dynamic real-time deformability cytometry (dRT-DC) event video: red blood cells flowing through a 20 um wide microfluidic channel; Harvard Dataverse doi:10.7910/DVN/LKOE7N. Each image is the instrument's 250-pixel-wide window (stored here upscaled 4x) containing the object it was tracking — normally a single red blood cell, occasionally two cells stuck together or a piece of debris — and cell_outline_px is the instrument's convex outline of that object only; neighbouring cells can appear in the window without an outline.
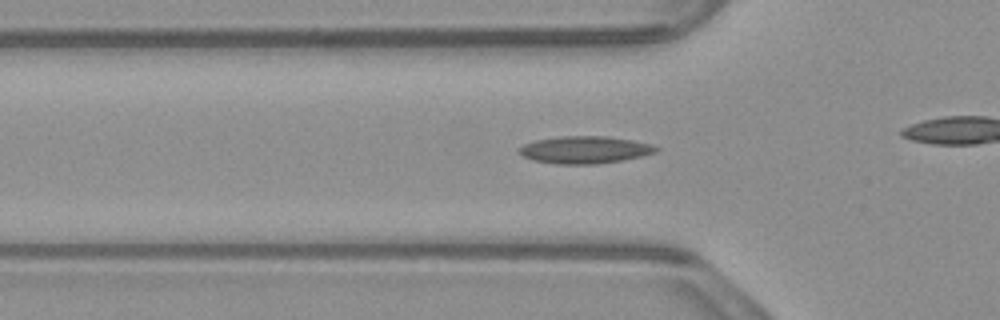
{"species": "common noctule bat (a hibernating species)", "species_latin": "Nyctalus noctula", "temperature_condition": "warm", "stored_images_in_passage": 41, "camera_frame_rate_fps": 3000, "um_per_image_px": 0.085, "animal": {"sex": "male", "body_mass_g": 23.1, "forearm_length_mm": 52.7}, "frame": {"image": 1, "passage_image": 17, "time_ms": 5.333, "image_size_px": [1000, 320], "cell_outline_px": [[660, 148], [656, 152], [640, 156], [620, 160], [596, 164], [556, 164], [532, 160], [516, 152], [516, 148], [524, 144], [536, 140], [560, 136], [608, 136], [632, 140], [652, 144]], "centroid_in_image_um": [49.66, 12.73], "position_along_channel_um": 76.1, "area_um2": 21.85}}
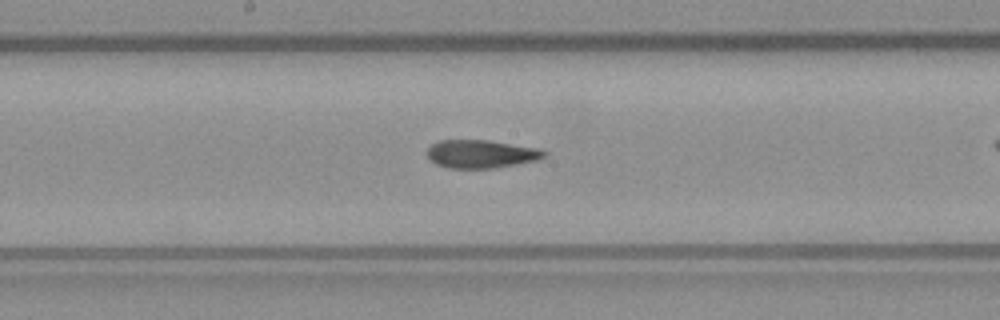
{"frame": {"image": 2, "passage_image": 27, "time_ms": 8.667, "image_size_px": [1000, 320], "cell_outline_px": [[548, 156], [536, 160], [496, 168], [448, 168], [436, 164], [428, 160], [424, 152], [432, 144], [440, 140], [488, 140], [536, 148], [548, 152]], "centroid_in_image_um": [40.84, 13.09], "position_along_channel_um": 207.4, "area_um2": 19.36}}
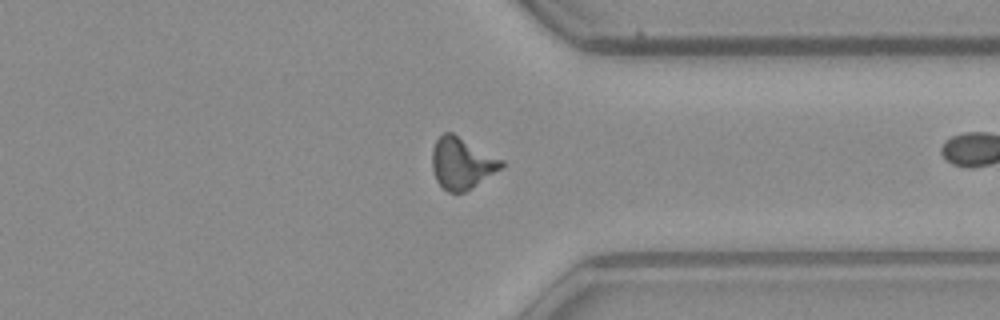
{"frame": {"image": 3, "passage_image": 40, "time_ms": 13.0, "image_size_px": [1000, 320], "cell_outline_px": [[504, 164], [500, 168], [464, 192], [448, 192], [436, 180], [432, 168], [432, 148], [436, 140], [444, 132], [452, 132], [504, 160]], "centroid_in_image_um": [39.22, 13.84], "position_along_channel_um": 372.2, "area_um2": 20.46}}